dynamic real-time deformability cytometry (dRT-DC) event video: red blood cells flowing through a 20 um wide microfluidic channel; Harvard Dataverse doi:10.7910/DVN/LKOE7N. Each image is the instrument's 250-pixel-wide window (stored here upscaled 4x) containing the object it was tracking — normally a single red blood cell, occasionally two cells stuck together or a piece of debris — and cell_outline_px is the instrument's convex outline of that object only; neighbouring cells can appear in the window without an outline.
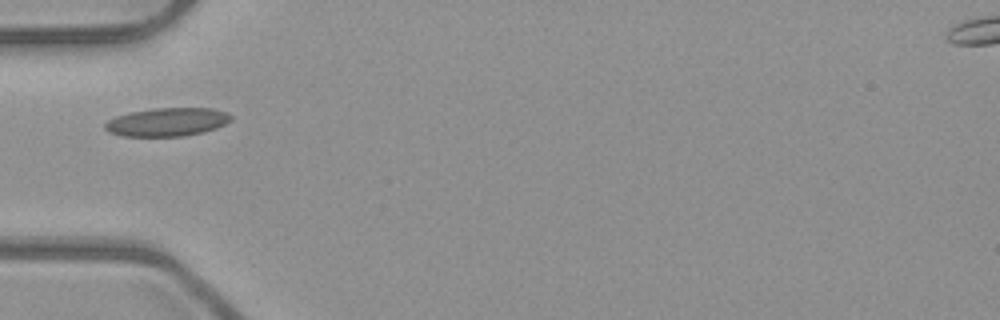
{"species": "common noctule bat (a hibernating species)", "species_latin": "Nyctalus noctula", "temperature_condition": "room temperature", "stored_images_in_passage": 4, "camera_frame_rate_fps": 3000, "um_per_image_px": 0.085, "animal": {"sex": "male", "body_mass_g": 23.1, "forearm_length_mm": 52.7}, "frame": {"image": 1, "passage_image": 1, "time_ms": 0.0, "image_size_px": [1000, 320], "cell_outline_px": [[232, 120], [216, 128], [204, 132], [184, 136], [124, 136], [108, 132], [104, 128], [104, 124], [108, 120], [116, 116], [128, 112], [152, 108], [212, 108], [228, 112], [232, 116]], "centroid_in_image_um": [14.21, 10.36], "position_along_channel_um": 70.8, "area_um2": 21.04}}